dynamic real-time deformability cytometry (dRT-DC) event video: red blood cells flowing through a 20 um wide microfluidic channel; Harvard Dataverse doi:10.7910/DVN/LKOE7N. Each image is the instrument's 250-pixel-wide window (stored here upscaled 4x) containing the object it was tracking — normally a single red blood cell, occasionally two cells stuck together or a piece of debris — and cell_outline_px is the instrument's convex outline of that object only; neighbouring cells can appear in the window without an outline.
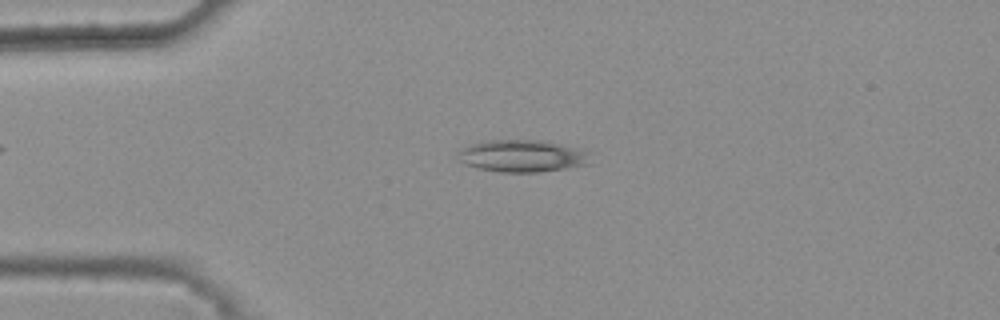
{"species": "common noctule bat (a hibernating species)", "species_latin": "Nyctalus noctula", "temperature_condition": "warm", "stored_images_in_passage": 39, "camera_frame_rate_fps": 3000, "um_per_image_px": 0.085, "animal": {"sex": "female", "body_mass_g": 25.1}, "frame": {"image": 1, "passage_image": 11, "time_ms": 3.333, "image_size_px": [1000, 320], "cell_outline_px": [[596, 152], [588, 164], [564, 168], [536, 172], [500, 172], [476, 168], [464, 164], [460, 160], [460, 152], [464, 148], [472, 144], [484, 140], [544, 140], [584, 148]], "centroid_in_image_um": [44.53, 13.24], "position_along_channel_um": 40.5, "area_um2": 25.2}}
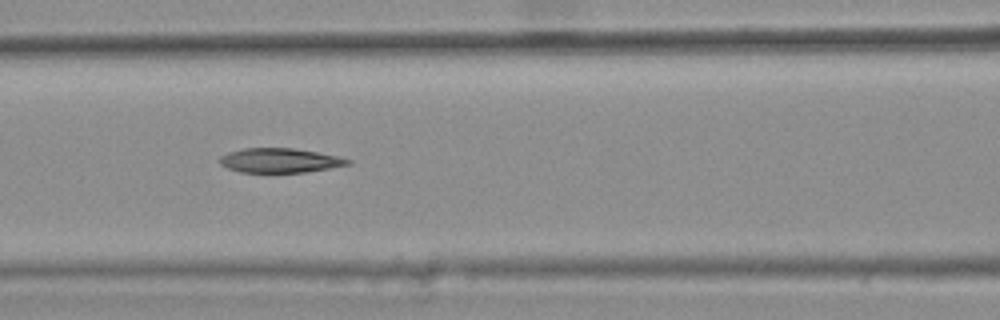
{"frame": {"image": 2, "passage_image": 21, "time_ms": 6.667, "image_size_px": [1000, 320], "cell_outline_px": [[352, 164], [304, 172], [240, 172], [228, 168], [220, 164], [216, 160], [220, 156], [228, 152], [244, 148], [292, 148], [340, 156], [352, 160]], "centroid_in_image_um": [23.76, 13.63], "position_along_channel_um": 142.8, "area_um2": 18.26}}
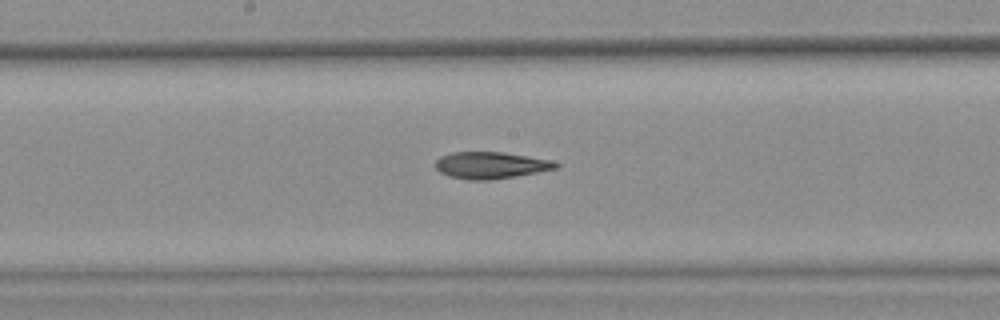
{"frame": {"image": 3, "passage_image": 26, "time_ms": 8.333, "image_size_px": [1000, 320], "cell_outline_px": [[560, 168], [516, 176], [488, 180], [468, 180], [448, 176], [440, 172], [432, 164], [440, 156], [452, 152], [500, 152], [528, 156], [552, 160], [560, 164]], "centroid_in_image_um": [41.7, 14.05], "position_along_channel_um": 206.5, "area_um2": 18.96}}